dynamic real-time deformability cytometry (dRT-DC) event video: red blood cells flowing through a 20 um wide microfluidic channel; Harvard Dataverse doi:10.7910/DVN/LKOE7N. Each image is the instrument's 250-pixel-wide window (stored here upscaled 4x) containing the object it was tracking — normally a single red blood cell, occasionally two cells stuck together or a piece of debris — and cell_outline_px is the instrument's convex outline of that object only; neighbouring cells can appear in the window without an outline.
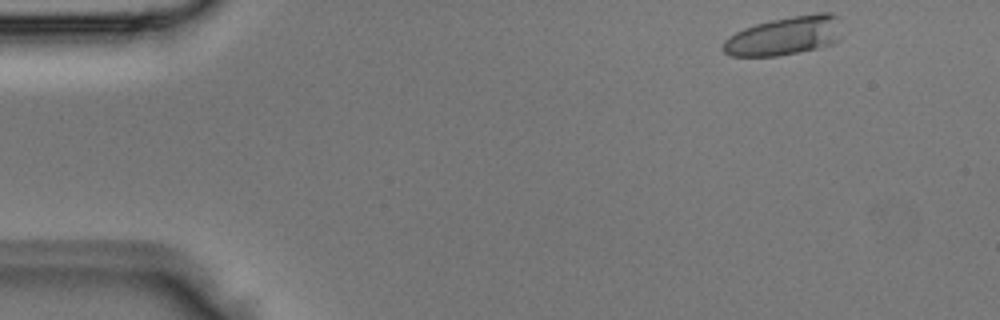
{"species": "Egyptian fruit bat (a non-hibernating species)", "species_latin": "Rousettus aegyptiacus", "temperature_condition": "room temperature", "stored_images_in_passage": 3, "camera_frame_rate_fps": 3000, "um_per_image_px": 0.085, "animal": {"sex": "male"}, "frame": {"image": 1, "passage_image": 1, "time_ms": 0.0, "image_size_px": [1000, 320], "cell_outline_px": [[844, 36], [840, 40], [832, 44], [816, 48], [776, 56], [732, 56], [724, 52], [720, 48], [724, 40], [728, 36], [744, 28], [756, 24], [772, 20], [792, 16], [816, 12], [832, 12], [840, 16]], "centroid_in_image_um": [66.78, 3.02], "position_along_channel_um": 18.2, "area_um2": 27.4}}
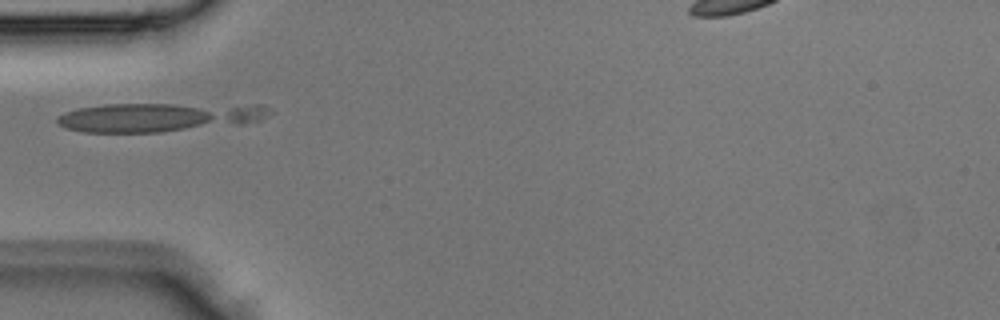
{"frame": {"image": 2, "passage_image": 3, "time_ms": 0.667, "image_size_px": [1000, 320], "cell_outline_px": [[272, 112], [268, 116], [260, 120], [244, 124], [160, 132], [84, 132], [64, 128], [56, 124], [56, 116], [64, 112], [76, 108], [104, 104], [260, 104], [272, 108]], "centroid_in_image_um": [13.52, 9.95], "position_along_channel_um": 71.5, "area_um2": 36.47}}